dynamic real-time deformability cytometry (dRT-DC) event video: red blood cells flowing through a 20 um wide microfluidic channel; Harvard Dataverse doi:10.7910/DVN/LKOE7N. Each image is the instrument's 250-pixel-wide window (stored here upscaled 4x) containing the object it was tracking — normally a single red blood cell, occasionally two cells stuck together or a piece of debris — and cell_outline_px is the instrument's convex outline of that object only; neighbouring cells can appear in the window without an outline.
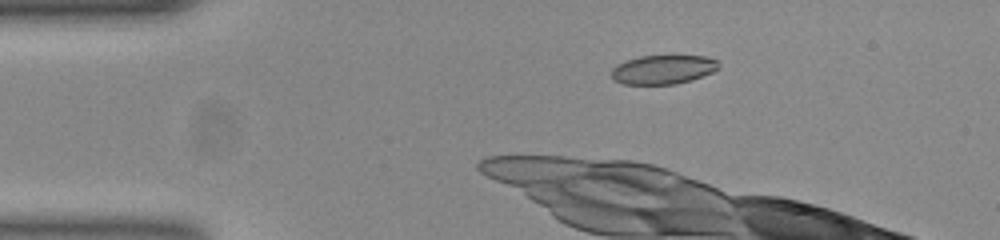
{"species": "common noctule bat (a hibernating species)", "species_latin": "Nyctalus noctula", "temperature_condition": "room temperature", "stored_images_in_passage": 32, "camera_frame_rate_fps": 3000, "um_per_image_px": 0.085, "animal": {"sex": "female", "body_mass_g": 23.0, "forearm_length_mm": 53.4}, "frame": {"image": 1, "passage_image": 5, "time_ms": 1.333, "image_size_px": [1000, 240], "cell_outline_px": [[720, 68], [712, 72], [692, 80], [676, 84], [624, 84], [612, 80], [612, 68], [616, 64], [624, 60], [640, 56], [704, 56], [716, 60], [720, 64]], "centroid_in_image_um": [56.34, 5.91], "position_along_channel_um": 28.7, "area_um2": 18.26}}